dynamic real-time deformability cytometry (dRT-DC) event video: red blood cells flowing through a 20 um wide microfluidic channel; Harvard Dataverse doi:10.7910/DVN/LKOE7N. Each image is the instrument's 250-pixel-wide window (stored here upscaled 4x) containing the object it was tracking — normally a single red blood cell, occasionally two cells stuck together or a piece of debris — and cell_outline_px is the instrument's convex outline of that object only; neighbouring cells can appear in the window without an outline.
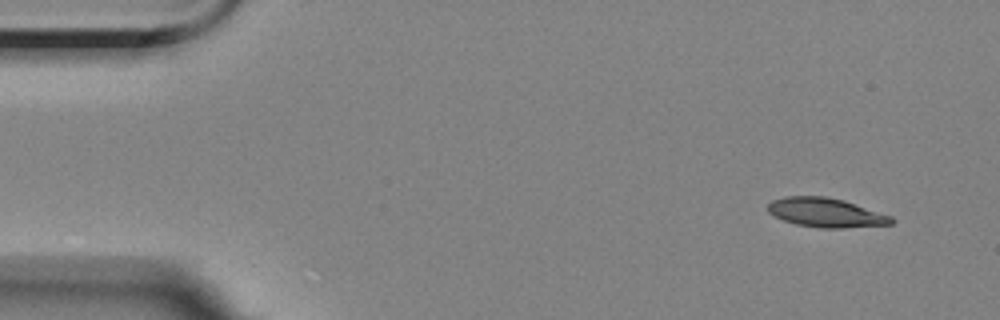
{"species": "Egyptian fruit bat (a non-hibernating species)", "species_latin": "Rousettus aegyptiacus", "temperature_condition": "room temperature", "stored_images_in_passage": 5, "camera_frame_rate_fps": 3000, "um_per_image_px": 0.085, "animal": {"sex": "female"}, "frame": {"image": 1, "passage_image": 1, "time_ms": 0.0, "image_size_px": [1000, 320], "cell_outline_px": [[896, 220], [892, 224], [844, 228], [820, 228], [796, 224], [784, 220], [768, 212], [768, 204], [772, 200], [784, 196], [824, 196], [844, 200], [892, 216]], "centroid_in_image_um": [70.22, 18.07], "position_along_channel_um": 14.8, "area_um2": 21.04}}
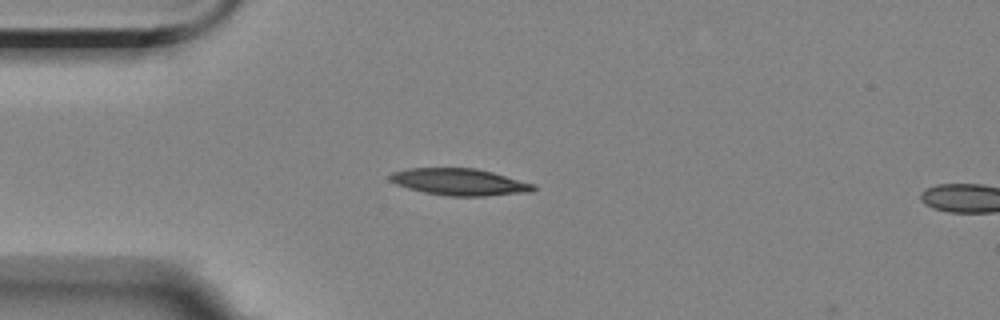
{"frame": {"image": 2, "passage_image": 4, "time_ms": 3.333, "image_size_px": [1000, 320], "cell_outline_px": [[536, 188], [532, 192], [484, 196], [444, 196], [424, 192], [408, 188], [396, 184], [388, 180], [388, 176], [392, 172], [408, 168], [476, 168], [492, 172], [536, 184]], "centroid_in_image_um": [39.06, 15.47], "position_along_channel_um": 45.9, "area_um2": 22.6}}